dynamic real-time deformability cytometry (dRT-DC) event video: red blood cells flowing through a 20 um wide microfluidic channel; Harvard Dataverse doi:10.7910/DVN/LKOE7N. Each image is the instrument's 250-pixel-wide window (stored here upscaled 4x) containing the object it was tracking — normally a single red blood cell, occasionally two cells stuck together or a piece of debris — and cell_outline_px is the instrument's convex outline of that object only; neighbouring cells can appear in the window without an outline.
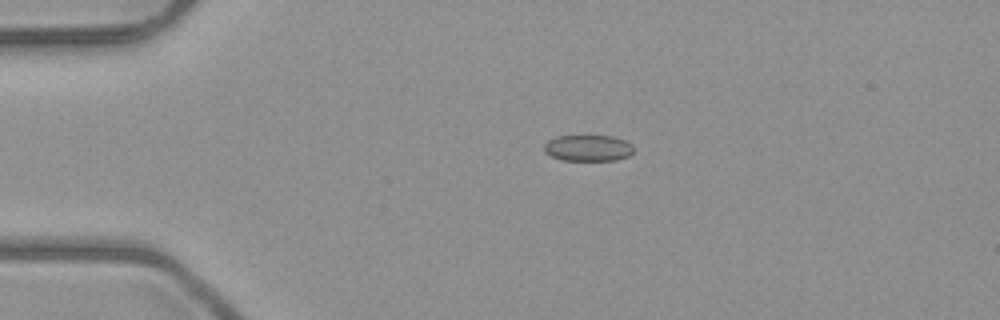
{"species": "common noctule bat (a hibernating species)", "species_latin": "Nyctalus noctula", "temperature_condition": "room temperature", "stored_images_in_passage": 5, "camera_frame_rate_fps": 3000, "um_per_image_px": 0.085, "animal": {"sex": "male", "body_mass_g": 23.1, "forearm_length_mm": 52.7}, "frame": {"image": 1, "passage_image": 3, "time_ms": 3.333, "image_size_px": [1000, 320], "cell_outline_px": [[636, 148], [628, 156], [616, 160], [564, 160], [552, 156], [544, 152], [544, 144], [548, 140], [556, 136], [612, 136], [624, 140], [632, 144]], "centroid_in_image_um": [50.0, 12.58], "position_along_channel_um": 35.0, "area_um2": 13.7}}
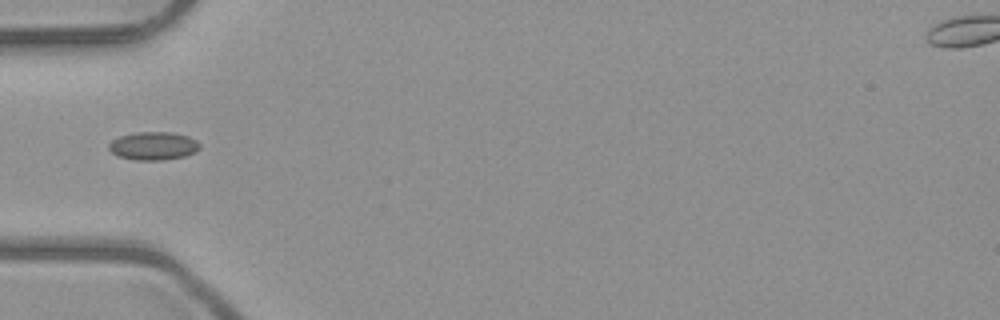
{"frame": {"image": 2, "passage_image": 5, "time_ms": 5.333, "image_size_px": [1000, 320], "cell_outline_px": [[200, 148], [196, 152], [184, 156], [164, 160], [136, 160], [116, 156], [108, 148], [108, 144], [112, 140], [120, 136], [136, 132], [172, 132], [188, 136], [196, 140], [200, 144]], "centroid_in_image_um": [13.03, 12.4], "position_along_channel_um": 72.0, "area_um2": 15.03}}